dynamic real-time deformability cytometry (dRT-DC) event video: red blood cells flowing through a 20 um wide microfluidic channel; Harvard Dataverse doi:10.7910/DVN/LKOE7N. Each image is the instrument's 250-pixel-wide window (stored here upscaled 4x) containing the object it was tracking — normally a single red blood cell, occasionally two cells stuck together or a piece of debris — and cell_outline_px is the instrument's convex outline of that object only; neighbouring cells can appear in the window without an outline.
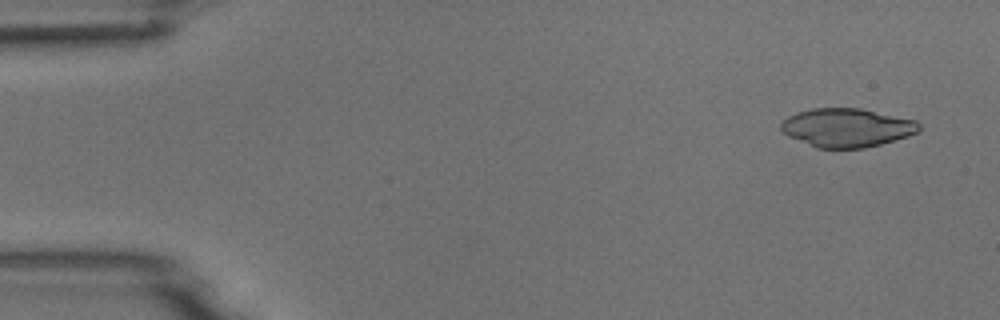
{"species": "common noctule bat (a hibernating species)", "species_latin": "Nyctalus noctula", "temperature_condition": "room temperature", "stored_images_in_passage": 4, "camera_frame_rate_fps": 3000, "um_per_image_px": 0.085, "animal": {"sex": "male", "body_mass_g": 18.8}, "frame": {"image": 1, "passage_image": 1, "time_ms": 0.0, "image_size_px": [1000, 320], "cell_outline_px": [[920, 132], [908, 136], [880, 144], [864, 148], [816, 148], [788, 136], [780, 128], [780, 124], [788, 116], [796, 112], [812, 108], [860, 108], [916, 120], [920, 124]], "centroid_in_image_um": [71.98, 10.85], "position_along_channel_um": 13.0, "area_um2": 31.15}}